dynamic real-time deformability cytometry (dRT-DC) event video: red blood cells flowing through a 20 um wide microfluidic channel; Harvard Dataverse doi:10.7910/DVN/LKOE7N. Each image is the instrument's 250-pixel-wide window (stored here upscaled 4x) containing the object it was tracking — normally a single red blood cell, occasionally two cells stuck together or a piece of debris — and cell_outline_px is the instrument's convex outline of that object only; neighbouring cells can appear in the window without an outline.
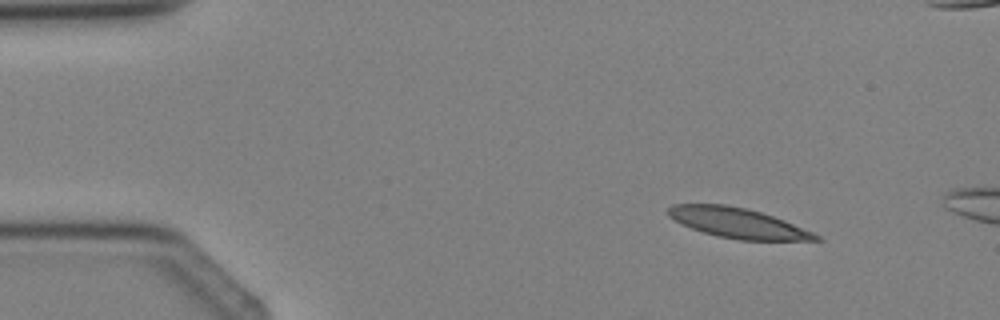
{"species": "Egyptian fruit bat (a non-hibernating species)", "species_latin": "Rousettus aegyptiacus", "temperature_condition": "cold", "stored_images_in_passage": 3, "camera_frame_rate_fps": 3000, "um_per_image_px": 0.085, "animal": {"sex": "female"}, "frame": {"image": 1, "passage_image": 2, "time_ms": 1.0, "image_size_px": [1000, 320], "cell_outline_px": [[824, 240], [740, 240], [716, 236], [692, 228], [668, 216], [668, 208], [672, 204], [724, 204], [744, 208], [760, 212], [784, 220], [812, 232], [820, 236]], "centroid_in_image_um": [62.71, 18.95], "position_along_channel_um": 22.3, "area_um2": 25.43}}